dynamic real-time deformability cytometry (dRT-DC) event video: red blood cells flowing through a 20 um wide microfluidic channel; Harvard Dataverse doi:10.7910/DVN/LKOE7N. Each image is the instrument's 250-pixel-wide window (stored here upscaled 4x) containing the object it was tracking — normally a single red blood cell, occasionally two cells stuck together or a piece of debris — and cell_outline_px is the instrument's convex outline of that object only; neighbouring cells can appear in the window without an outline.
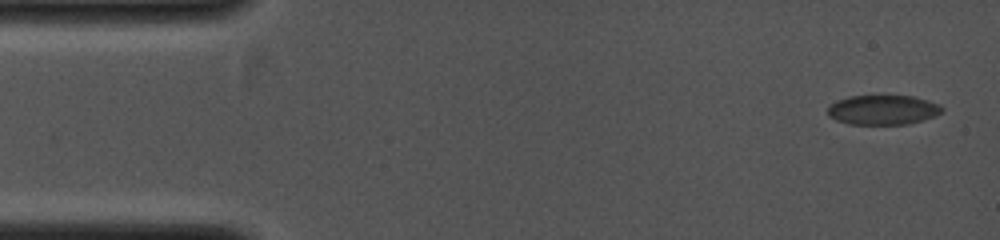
{"species": "common noctule bat (a hibernating species)", "species_latin": "Nyctalus noctula", "temperature_condition": "cold", "stored_images_in_passage": 4, "camera_frame_rate_fps": 4000, "um_per_image_px": 0.085, "animal": {"sex": "female", "body_mass_g": 19.0, "forearm_length_mm": 53.3}, "frame": {"image": 1, "passage_image": 1, "time_ms": 0.0, "image_size_px": [1000, 240], "cell_outline_px": [[944, 112], [936, 116], [908, 124], [848, 124], [836, 120], [828, 116], [828, 108], [836, 100], [848, 96], [912, 96], [928, 100], [940, 104], [944, 108]], "centroid_in_image_um": [75.08, 9.34], "position_along_channel_um": 9.9, "area_um2": 19.88}}
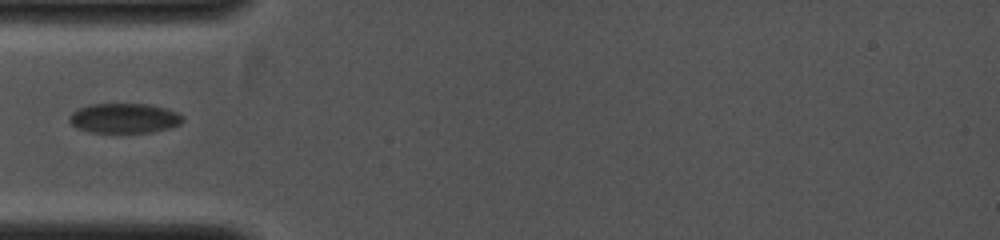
{"frame": {"image": 2, "passage_image": 4, "time_ms": 0.75, "image_size_px": [1000, 240], "cell_outline_px": [[184, 120], [180, 124], [172, 128], [152, 132], [92, 132], [76, 128], [68, 120], [68, 116], [72, 112], [80, 108], [92, 104], [148, 104], [168, 108], [184, 116]], "centroid_in_image_um": [10.6, 10.05], "position_along_channel_um": 74.4, "area_um2": 19.83}}